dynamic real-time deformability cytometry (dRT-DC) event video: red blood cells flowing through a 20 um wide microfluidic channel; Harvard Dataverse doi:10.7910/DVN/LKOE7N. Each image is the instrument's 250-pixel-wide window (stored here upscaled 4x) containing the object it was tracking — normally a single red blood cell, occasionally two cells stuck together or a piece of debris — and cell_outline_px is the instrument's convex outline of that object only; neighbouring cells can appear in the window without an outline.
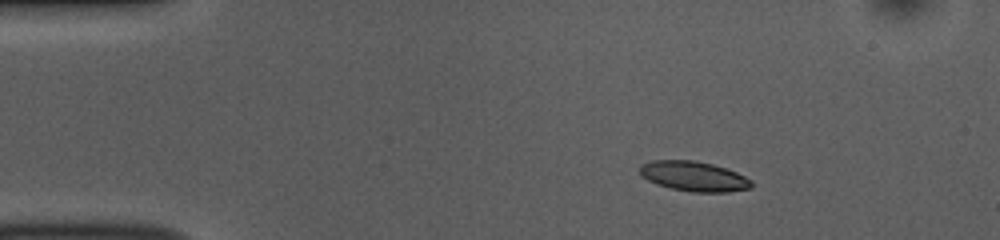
{"species": "common noctule bat (a hibernating species)", "species_latin": "Nyctalus noctula", "temperature_condition": "room temperature", "stored_images_in_passage": 46, "camera_frame_rate_fps": 3000, "um_per_image_px": 0.085, "animal": {"sex": "female", "body_mass_g": 10.0, "forearm_length_mm": 53.1}, "frame": {"image": 1, "passage_image": 1, "time_ms": 0.0, "image_size_px": [1000, 240], "cell_outline_px": [[752, 184], [748, 188], [712, 192], [704, 192], [676, 188], [660, 184], [644, 176], [640, 172], [640, 168], [648, 164], [664, 160], [684, 160], [708, 164], [724, 168], [748, 180]], "centroid_in_image_um": [58.97, 14.98], "position_along_channel_um": 26.0, "area_um2": 17.51}}
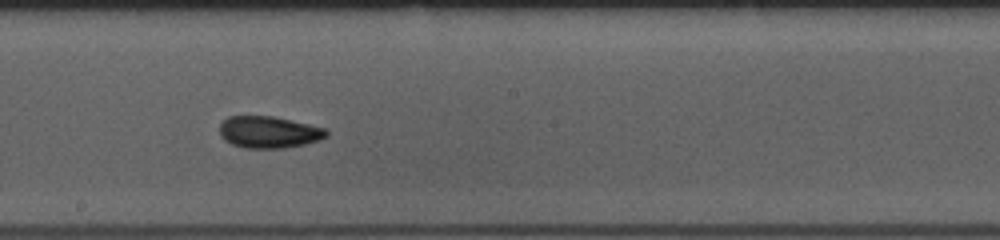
{"frame": {"image": 2, "passage_image": 22, "time_ms": 7.0, "image_size_px": [1000, 240], "cell_outline_px": [[324, 136], [312, 140], [296, 144], [236, 144], [228, 140], [224, 136], [220, 128], [224, 120], [232, 116], [260, 116], [284, 120], [320, 128], [324, 132]], "centroid_in_image_um": [22.73, 11.13], "position_along_channel_um": 225.5, "area_um2": 16.47}}
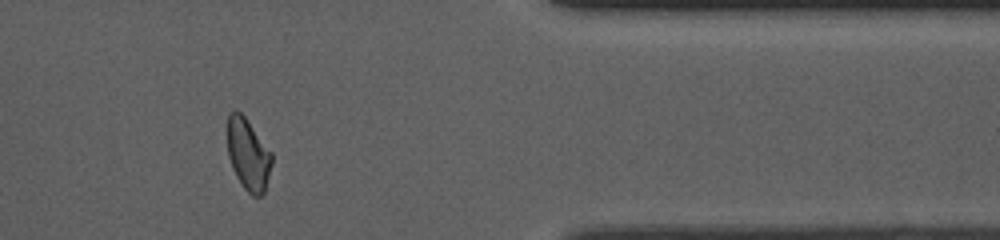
{"frame": {"image": 3, "passage_image": 37, "time_ms": 12.0, "image_size_px": [1000, 240], "cell_outline_px": [[272, 160], [264, 188], [260, 196], [256, 196], [240, 180], [232, 164], [228, 152], [228, 116], [232, 112], [240, 112], [244, 116], [272, 156]], "centroid_in_image_um": [21.07, 13.06], "position_along_channel_um": 390.3, "area_um2": 16.94}, "authors_computed_cell_mechanics": {"area_um2": 16.8776, "velocity_mm_per_s": 3.7275, "shape_relaxation_time_tau1_ms": 4.7984, "shape_relaxation_time_tau2_ms": 2.425, "deformation_change_tau1": 0.1481, "deformation_change_tau2": 0.0653}}